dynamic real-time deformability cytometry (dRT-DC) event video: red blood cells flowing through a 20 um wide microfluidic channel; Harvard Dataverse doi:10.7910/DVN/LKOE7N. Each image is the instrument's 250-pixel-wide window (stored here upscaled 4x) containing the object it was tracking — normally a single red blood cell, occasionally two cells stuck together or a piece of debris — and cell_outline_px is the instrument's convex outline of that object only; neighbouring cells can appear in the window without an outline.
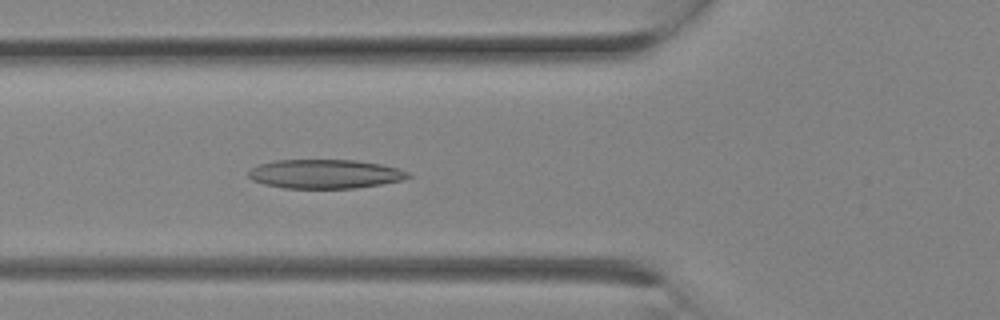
{"species": "Egyptian fruit bat (a non-hibernating species)", "species_latin": "Rousettus aegyptiacus", "temperature_condition": "room temperature", "stored_images_in_passage": 9, "camera_frame_rate_fps": 3000, "um_per_image_px": 0.085, "animal": {"sex": "female"}, "frame": {"image": 1, "passage_image": 9, "time_ms": 2.667, "image_size_px": [1000, 320], "cell_outline_px": [[412, 176], [400, 180], [380, 184], [356, 188], [284, 188], [264, 184], [252, 180], [248, 176], [248, 172], [252, 168], [260, 164], [276, 160], [356, 160], [380, 164], [396, 168], [408, 172]], "centroid_in_image_um": [27.6, 14.78], "position_along_channel_um": 98.2, "area_um2": 26.82}}